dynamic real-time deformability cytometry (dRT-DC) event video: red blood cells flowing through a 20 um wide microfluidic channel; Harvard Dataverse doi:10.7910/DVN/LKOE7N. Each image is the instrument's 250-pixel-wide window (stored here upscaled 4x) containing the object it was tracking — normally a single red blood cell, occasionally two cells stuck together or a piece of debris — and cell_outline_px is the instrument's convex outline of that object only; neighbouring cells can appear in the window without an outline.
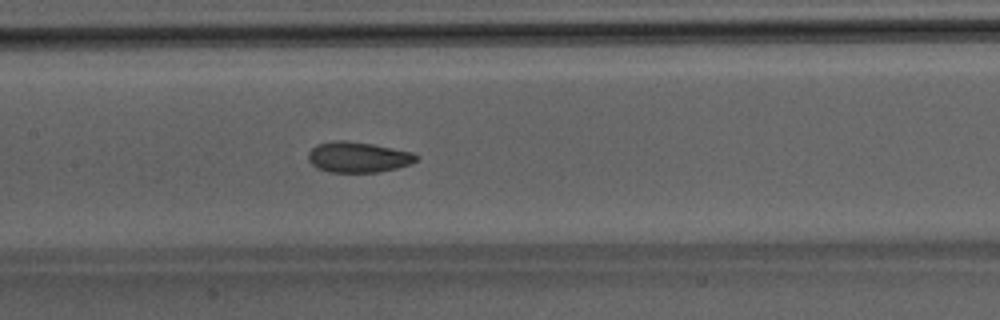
{"species": "Egyptian fruit bat (a non-hibernating species)", "species_latin": "Rousettus aegyptiacus", "temperature_condition": "room temperature", "stored_images_in_passage": 46, "camera_frame_rate_fps": 3000, "um_per_image_px": 0.085, "animal": {"sex": "male"}, "frame": {"image": 1, "passage_image": 21, "time_ms": 6.667, "image_size_px": [1000, 320], "cell_outline_px": [[420, 156], [412, 164], [380, 172], [328, 172], [316, 168], [308, 160], [308, 152], [316, 144], [336, 140], [340, 140], [372, 144], [412, 152]], "centroid_in_image_um": [30.43, 13.36], "position_along_channel_um": 177.0, "area_um2": 19.31}}
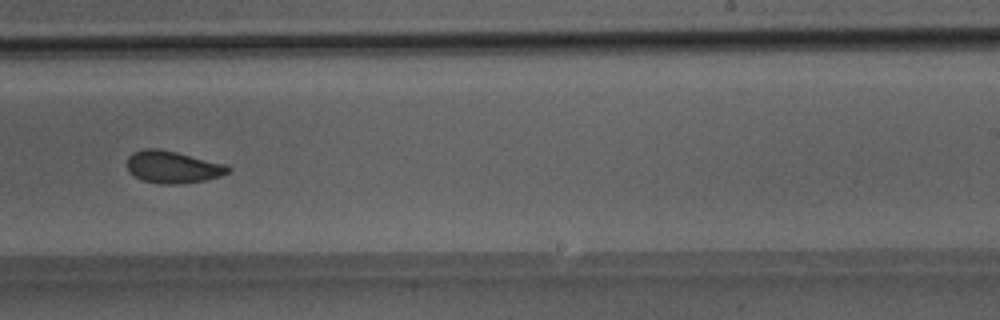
{"frame": {"image": 2, "passage_image": 28, "time_ms": 9.0, "image_size_px": [1000, 320], "cell_outline_px": [[232, 168], [228, 172], [220, 176], [204, 180], [176, 184], [160, 184], [144, 180], [136, 176], [128, 168], [128, 156], [132, 152], [144, 148], [160, 148], [224, 164]], "centroid_in_image_um": [14.67, 14.18], "position_along_channel_um": 274.3, "area_um2": 18.61}}
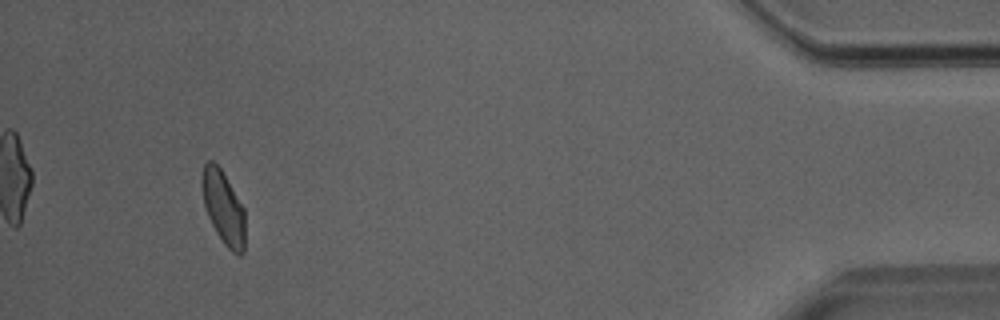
{"frame": {"image": 3, "passage_image": 43, "time_ms": 14.0, "image_size_px": [1000, 320], "cell_outline_px": [[244, 252], [240, 256], [232, 252], [224, 244], [216, 232], [208, 216], [204, 204], [200, 184], [200, 180], [204, 164], [208, 160], [212, 160], [220, 168], [244, 208]], "centroid_in_image_um": [18.97, 17.64], "position_along_channel_um": 416.2, "area_um2": 18.38}}